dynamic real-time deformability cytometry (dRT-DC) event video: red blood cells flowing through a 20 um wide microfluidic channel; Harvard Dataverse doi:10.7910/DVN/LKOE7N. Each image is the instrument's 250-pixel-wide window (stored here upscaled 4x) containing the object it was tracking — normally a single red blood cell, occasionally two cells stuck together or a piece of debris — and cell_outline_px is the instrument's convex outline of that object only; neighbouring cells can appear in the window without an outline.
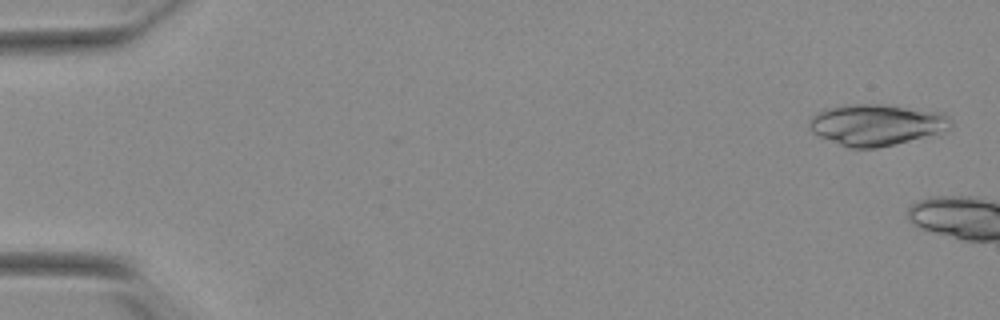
{"species": "Egyptian fruit bat (a non-hibernating species)", "species_latin": "Rousettus aegyptiacus", "temperature_condition": "warm", "stored_images_in_passage": 6, "camera_frame_rate_fps": 3000, "um_per_image_px": 0.085, "animal": {"sex": "female"}, "frame": {"image": 1, "passage_image": 2, "time_ms": 0.333, "image_size_px": [1000, 320], "cell_outline_px": [[952, 128], [940, 136], [876, 148], [852, 148], [840, 144], [820, 136], [812, 132], [808, 124], [808, 120], [816, 112], [828, 108], [856, 104], [888, 104], [944, 112], [952, 120]], "centroid_in_image_um": [74.64, 10.61], "position_along_channel_um": 10.4, "area_um2": 34.97}}